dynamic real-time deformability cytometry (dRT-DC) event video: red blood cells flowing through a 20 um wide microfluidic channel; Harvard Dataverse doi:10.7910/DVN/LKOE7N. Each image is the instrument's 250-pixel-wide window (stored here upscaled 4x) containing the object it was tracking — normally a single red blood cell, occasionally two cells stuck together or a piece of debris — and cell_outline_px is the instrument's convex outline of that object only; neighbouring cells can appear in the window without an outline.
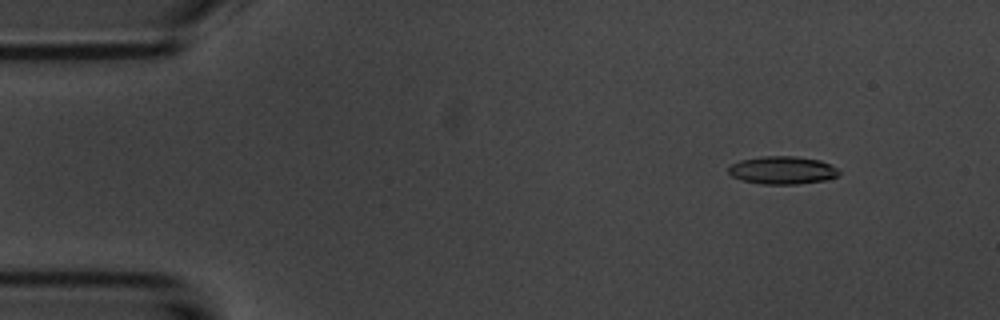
{"species": "common noctule bat (a hibernating species)", "species_latin": "Nyctalus noctula", "temperature_condition": "room temperature", "stored_images_in_passage": 54, "camera_frame_rate_fps": 3000, "um_per_image_px": 0.085, "animal": {"sex": "male", "body_mass_g": 20.1, "forearm_length_mm": 53.5}, "frame": {"image": 1, "passage_image": 6, "time_ms": 1.667, "image_size_px": [1000, 320], "cell_outline_px": [[840, 176], [824, 180], [796, 184], [760, 184], [744, 180], [732, 176], [728, 172], [728, 168], [732, 164], [740, 160], [760, 156], [796, 156], [820, 160], [840, 168]], "centroid_in_image_um": [66.55, 14.46], "position_along_channel_um": 18.5, "area_um2": 18.09}}
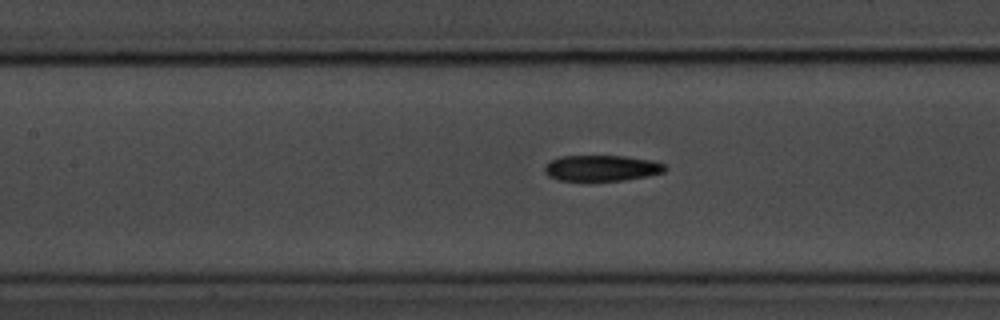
{"frame": {"image": 2, "passage_image": 24, "time_ms": 7.667, "image_size_px": [1000, 320], "cell_outline_px": [[668, 168], [664, 172], [648, 176], [620, 180], [560, 180], [548, 176], [544, 172], [544, 168], [548, 160], [560, 156], [624, 156], [652, 160], [664, 164]], "centroid_in_image_um": [51.12, 14.27], "position_along_channel_um": 156.3, "area_um2": 18.15}}
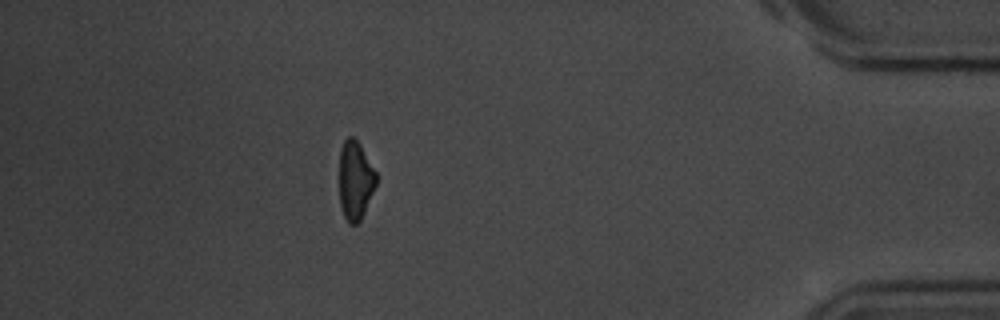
{"frame": {"image": 3, "passage_image": 48, "time_ms": 15.667, "image_size_px": [1000, 320], "cell_outline_px": [[376, 184], [364, 212], [360, 220], [356, 224], [348, 224], [344, 216], [340, 204], [340, 148], [344, 140], [348, 136], [352, 136], [360, 144], [376, 172]], "centroid_in_image_um": [30.19, 15.32], "position_along_channel_um": 405.0, "area_um2": 16.76}, "authors_computed_cell_mechanics": {"area_um2": 18.3515, "velocity_mm_per_s": 3.7093, "shape_relaxation_time_tau1_ms": 4.9007, "shape_relaxation_time_tau2_ms": 8.782, "deformation_change_tau1": 0.1365, "deformation_change_tau2": 0.2}}